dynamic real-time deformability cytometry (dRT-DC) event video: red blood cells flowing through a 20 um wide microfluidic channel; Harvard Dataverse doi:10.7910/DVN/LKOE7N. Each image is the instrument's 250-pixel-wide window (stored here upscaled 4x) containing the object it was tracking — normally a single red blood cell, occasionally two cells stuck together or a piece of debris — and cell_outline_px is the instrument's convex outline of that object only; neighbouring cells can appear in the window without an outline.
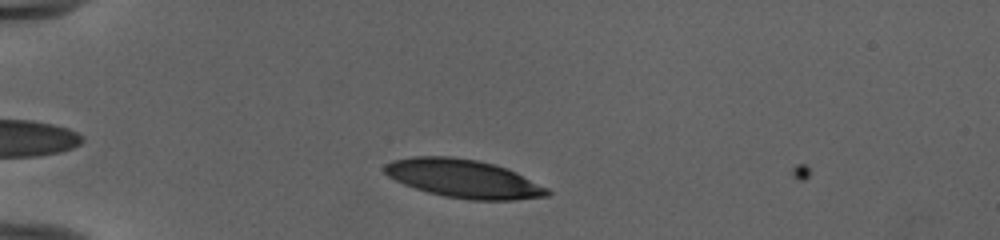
{"species": "human", "species_latin": "Homo sapiens", "temperature_condition": "cold", "stored_images_in_passage": 43, "camera_frame_rate_fps": 3000, "um_per_image_px": 0.085, "donor": {"sex": "female"}, "frame": {"image": 1, "passage_image": 5, "time_ms": 1.333, "image_size_px": [1000, 240], "cell_outline_px": [[552, 192], [548, 196], [512, 200], [472, 200], [444, 196], [428, 192], [404, 184], [388, 176], [380, 168], [384, 164], [392, 160], [412, 156], [452, 156], [476, 160], [492, 164], [516, 172], [548, 188]], "centroid_in_image_um": [39.36, 15.18], "position_along_channel_um": 45.6, "area_um2": 36.3}}
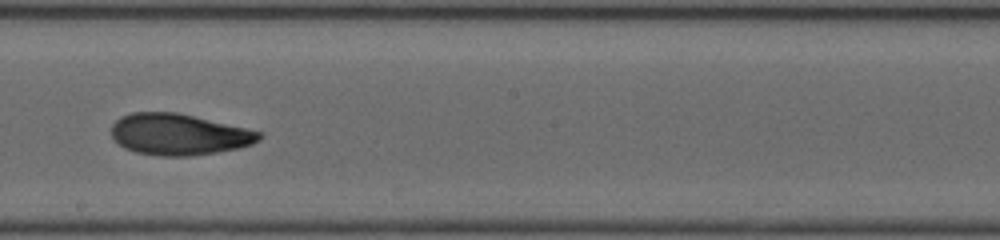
{"frame": {"image": 2, "passage_image": 22, "time_ms": 7.0, "image_size_px": [1000, 240], "cell_outline_px": [[260, 140], [252, 144], [240, 148], [216, 152], [188, 156], [160, 156], [136, 152], [124, 148], [112, 136], [112, 124], [120, 116], [132, 112], [176, 112], [244, 128], [260, 132]], "centroid_in_image_um": [15.16, 11.43], "position_along_channel_um": 233.0, "area_um2": 35.2}}
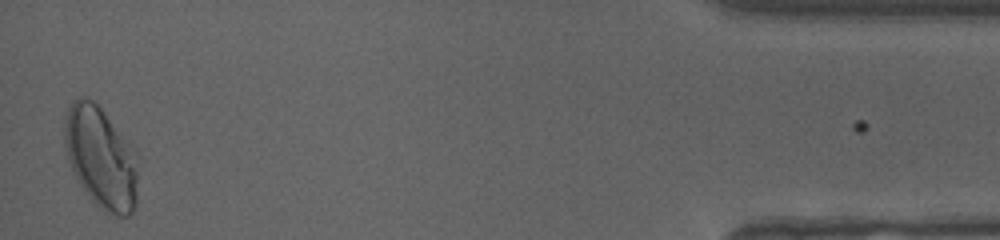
{"frame": {"image": 3, "passage_image": 42, "time_ms": 13.667, "image_size_px": [1000, 240], "cell_outline_px": [[136, 204], [132, 212], [128, 216], [116, 216], [96, 204], [92, 200], [80, 184], [68, 160], [64, 144], [64, 116], [72, 100], [76, 96], [84, 96], [92, 100], [100, 108], [132, 144], [136, 168]], "centroid_in_image_um": [8.54, 13.35], "position_along_channel_um": 426.7, "area_um2": 43.12}, "authors_computed_cell_mechanics": {"area_um2": 35.6626, "velocity_mm_per_s": 3.9839, "shape_relaxation_time_tau1_ms": 7.3351, "shape_relaxation_time_tau2_ms": 2.3824, "deformation_change_tau1": 0.2353, "deformation_change_tau2": 0.0846}}